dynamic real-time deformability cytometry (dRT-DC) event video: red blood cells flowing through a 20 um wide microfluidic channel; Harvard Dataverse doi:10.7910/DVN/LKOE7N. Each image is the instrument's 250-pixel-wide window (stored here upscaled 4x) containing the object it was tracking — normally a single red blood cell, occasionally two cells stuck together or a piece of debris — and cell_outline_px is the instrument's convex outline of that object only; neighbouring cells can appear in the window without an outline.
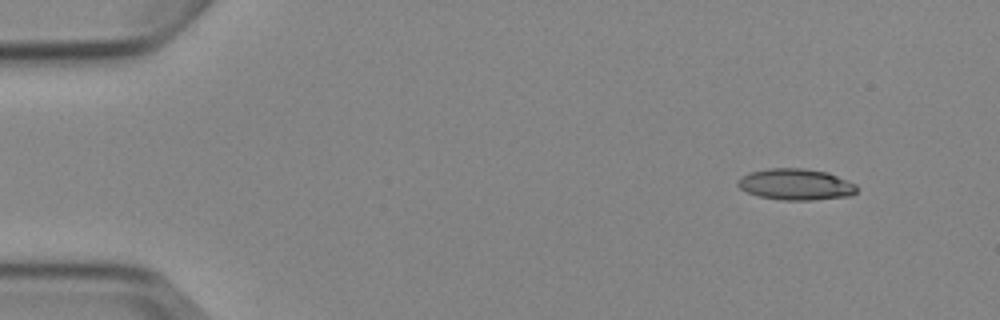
{"species": "Egyptian fruit bat (a non-hibernating species)", "species_latin": "Rousettus aegyptiacus", "temperature_condition": "cold", "stored_images_in_passage": 4, "camera_frame_rate_fps": 3000, "um_per_image_px": 0.085, "animal": {"sex": "female"}, "frame": {"image": 1, "passage_image": 1, "time_ms": 0.0, "image_size_px": [1000, 320], "cell_outline_px": [[856, 192], [852, 196], [812, 200], [780, 200], [760, 196], [748, 192], [740, 188], [736, 184], [736, 180], [740, 176], [748, 172], [768, 168], [804, 168], [828, 172], [856, 184]], "centroid_in_image_um": [67.62, 15.66], "position_along_channel_um": 17.4, "area_um2": 21.91}}